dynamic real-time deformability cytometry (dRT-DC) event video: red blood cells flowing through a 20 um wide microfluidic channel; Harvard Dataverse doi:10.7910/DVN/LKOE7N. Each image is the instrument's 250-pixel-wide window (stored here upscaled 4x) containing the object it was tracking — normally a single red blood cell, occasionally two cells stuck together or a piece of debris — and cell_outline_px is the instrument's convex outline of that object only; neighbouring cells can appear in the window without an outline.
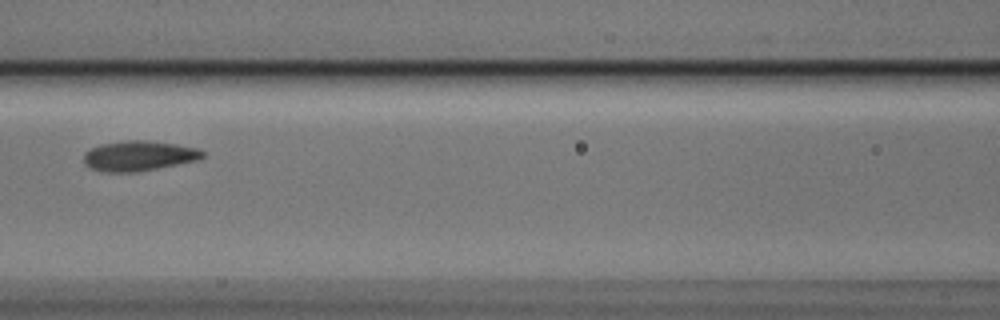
{"species": "Egyptian fruit bat (a non-hibernating species)", "species_latin": "Rousettus aegyptiacus", "temperature_condition": "cold", "stored_images_in_passage": 3, "camera_frame_rate_fps": 3000, "um_per_image_px": 0.085, "animal": {"sex": "male"}, "frame": {"image": 1, "passage_image": 3, "time_ms": 0.667, "image_size_px": [1000, 320], "cell_outline_px": [[204, 156], [200, 160], [140, 172], [100, 172], [84, 164], [84, 152], [100, 144], [128, 140], [144, 140], [176, 144], [196, 148], [204, 152]], "centroid_in_image_um": [11.8, 13.26], "position_along_channel_um": 154.8, "area_um2": 21.04}}